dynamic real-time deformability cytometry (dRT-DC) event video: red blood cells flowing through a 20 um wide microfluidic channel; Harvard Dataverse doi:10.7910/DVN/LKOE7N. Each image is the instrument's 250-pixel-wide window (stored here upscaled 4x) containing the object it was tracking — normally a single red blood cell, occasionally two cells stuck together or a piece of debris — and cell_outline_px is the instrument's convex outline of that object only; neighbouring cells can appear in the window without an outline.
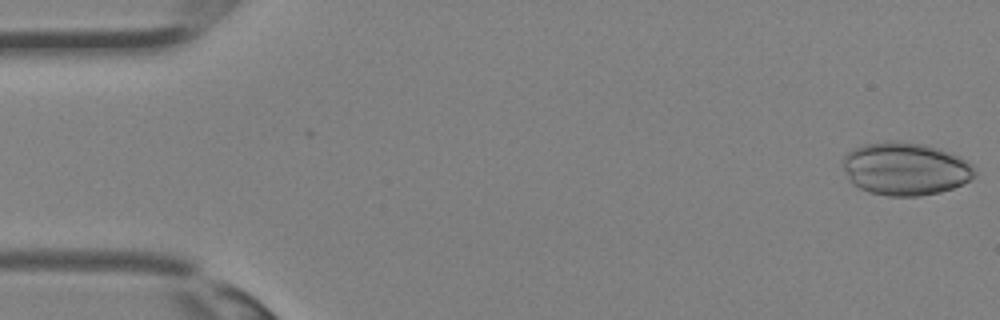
{"species": "Egyptian fruit bat (a non-hibernating species)", "species_latin": "Rousettus aegyptiacus", "temperature_condition": "room temperature", "stored_images_in_passage": 13, "camera_frame_rate_fps": 3000, "um_per_image_px": 0.085, "animal": {"sex": "female"}, "frame": {"image": 1, "passage_image": 1, "time_ms": 0.0, "image_size_px": [1000, 320], "cell_outline_px": [[976, 176], [972, 180], [952, 188], [940, 192], [920, 196], [888, 196], [868, 192], [852, 184], [848, 180], [844, 168], [844, 156], [852, 148], [864, 144], [888, 140], [900, 140], [928, 144], [940, 148], [960, 156], [972, 164], [976, 172]], "centroid_in_image_um": [76.98, 14.33], "position_along_channel_um": 8.0, "area_um2": 41.33}}